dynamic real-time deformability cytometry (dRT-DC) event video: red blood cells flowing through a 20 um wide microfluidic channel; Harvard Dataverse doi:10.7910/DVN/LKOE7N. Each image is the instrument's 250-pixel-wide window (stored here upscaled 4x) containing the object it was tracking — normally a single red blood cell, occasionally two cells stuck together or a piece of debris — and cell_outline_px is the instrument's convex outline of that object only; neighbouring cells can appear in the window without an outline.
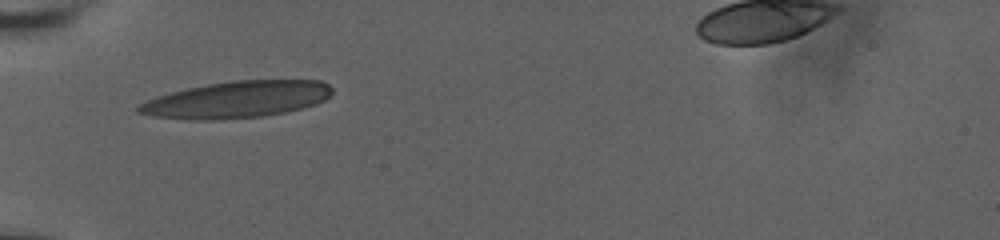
{"species": "human", "species_latin": "Homo sapiens", "temperature_condition": "room temperature", "stored_images_in_passage": 24, "camera_frame_rate_fps": 3000, "um_per_image_px": 0.085, "donor": {"sex": "male"}, "frame": {"image": 1, "passage_image": 1, "time_ms": 0.0, "image_size_px": [1000, 240], "cell_outline_px": [[332, 92], [324, 100], [316, 104], [284, 112], [264, 116], [220, 120], [196, 120], [152, 116], [136, 112], [136, 108], [140, 104], [156, 96], [188, 88], [208, 84], [232, 80], [320, 80], [328, 84], [332, 88]], "centroid_in_image_um": [20.12, 8.46], "position_along_channel_um": 64.9, "area_um2": 41.27}}
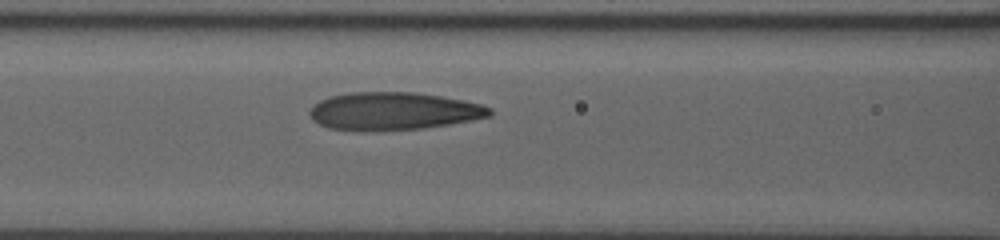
{"frame": {"image": 2, "passage_image": 14, "time_ms": 2.0, "image_size_px": [1000, 240], "cell_outline_px": [[492, 116], [448, 124], [420, 128], [328, 128], [312, 120], [308, 112], [320, 100], [328, 96], [352, 92], [412, 92], [440, 96], [464, 100], [480, 104], [492, 108]], "centroid_in_image_um": [33.48, 9.4], "position_along_channel_um": 133.1, "area_um2": 38.38}}
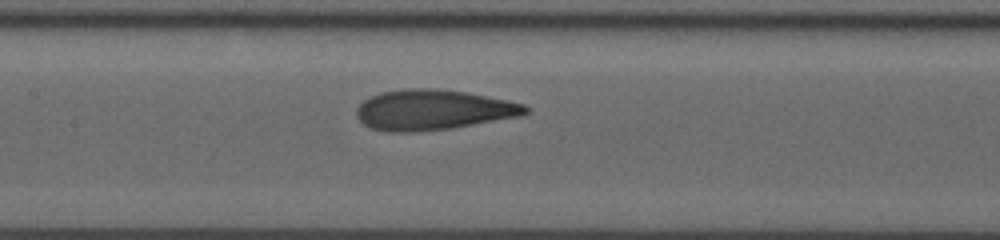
{"frame": {"image": 3, "passage_image": 21, "time_ms": 3.0, "image_size_px": [1000, 240], "cell_outline_px": [[528, 112], [520, 116], [448, 128], [416, 132], [388, 132], [368, 128], [356, 116], [356, 108], [364, 100], [380, 92], [404, 88], [436, 88], [468, 92], [508, 100], [524, 104], [528, 108]], "centroid_in_image_um": [36.77, 9.33], "position_along_channel_um": 170.6, "area_um2": 39.71}}